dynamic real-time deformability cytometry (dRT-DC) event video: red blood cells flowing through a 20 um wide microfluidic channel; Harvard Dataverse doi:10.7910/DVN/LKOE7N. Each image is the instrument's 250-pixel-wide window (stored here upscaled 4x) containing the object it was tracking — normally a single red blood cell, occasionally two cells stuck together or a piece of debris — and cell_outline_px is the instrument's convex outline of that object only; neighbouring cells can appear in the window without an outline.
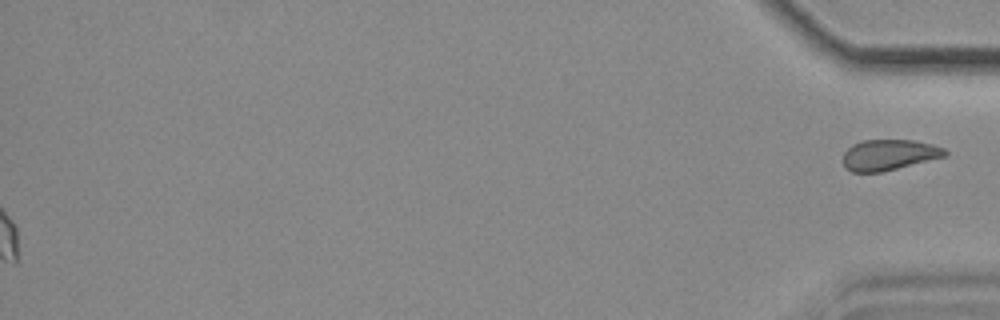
{"species": "common noctule bat (a hibernating species)", "species_latin": "Nyctalus noctula", "temperature_condition": "cold", "stored_images_in_passage": 52, "camera_frame_rate_fps": 3000, "um_per_image_px": 0.085, "animal": {"sex": "female", "body_mass_g": 18.4}, "frame": {"image": 1, "passage_image": 52, "time_ms": 17.0, "image_size_px": [1000, 320], "cell_outline_px": [[948, 156], [880, 172], [852, 172], [844, 168], [844, 152], [852, 144], [864, 140], [912, 140], [932, 144], [944, 148], [948, 152]], "centroid_in_image_um": [75.58, 13.16], "position_along_channel_um": 359.6, "area_um2": 18.26}}